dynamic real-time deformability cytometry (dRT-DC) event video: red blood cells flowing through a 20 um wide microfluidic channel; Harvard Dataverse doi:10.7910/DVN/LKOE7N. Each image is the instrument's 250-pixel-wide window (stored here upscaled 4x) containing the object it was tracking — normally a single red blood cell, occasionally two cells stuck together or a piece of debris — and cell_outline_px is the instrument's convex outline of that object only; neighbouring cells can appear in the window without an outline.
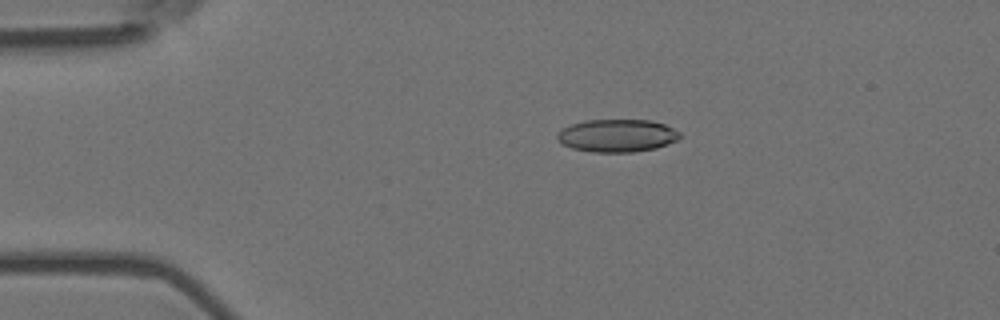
{"species": "Egyptian fruit bat (a non-hibernating species)", "species_latin": "Rousettus aegyptiacus", "temperature_condition": "room temperature", "stored_images_in_passage": 54, "camera_frame_rate_fps": 3000, "um_per_image_px": 0.085, "animal": {"sex": "female"}, "frame": {"image": 1, "passage_image": 10, "time_ms": 3.0, "image_size_px": [1000, 320], "cell_outline_px": [[680, 136], [676, 140], [656, 148], [632, 152], [592, 152], [572, 148], [564, 144], [556, 136], [564, 128], [572, 124], [588, 120], [652, 120], [664, 124], [680, 132]], "centroid_in_image_um": [52.48, 11.52], "position_along_channel_um": 32.5, "area_um2": 23.06}}
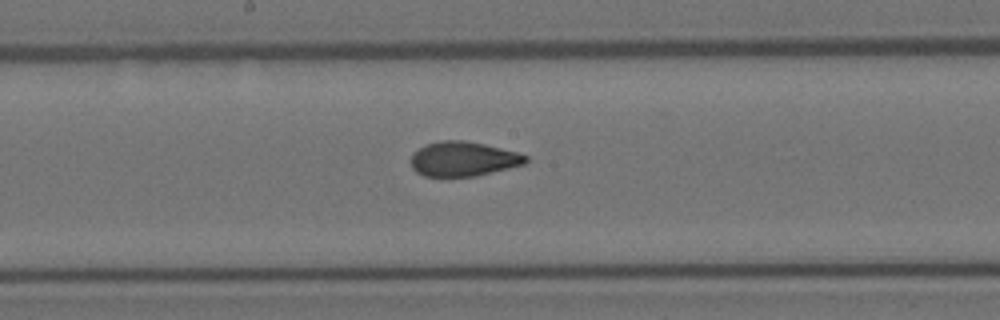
{"frame": {"image": 2, "passage_image": 28, "time_ms": 9.0, "image_size_px": [1000, 320], "cell_outline_px": [[528, 160], [524, 164], [476, 176], [424, 176], [416, 172], [412, 168], [412, 152], [424, 144], [440, 140], [464, 140], [484, 144], [520, 152], [528, 156]], "centroid_in_image_um": [39.37, 13.49], "position_along_channel_um": 208.8, "area_um2": 23.29}}
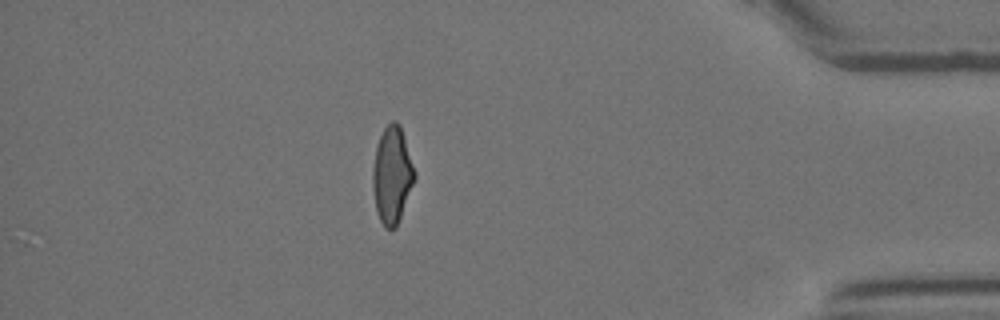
{"frame": {"image": 3, "passage_image": 47, "time_ms": 15.333, "image_size_px": [1000, 320], "cell_outline_px": [[416, 176], [396, 228], [384, 228], [376, 212], [372, 188], [372, 168], [376, 148], [380, 136], [384, 128], [392, 120], [396, 120], [400, 124], [416, 172]], "centroid_in_image_um": [33.32, 14.87], "position_along_channel_um": 401.9, "area_um2": 23.7}, "authors_computed_cell_mechanics": {"area_um2": 23.5824, "velocity_mm_per_s": 3.6967, "shape_relaxation_time_tau1_ms": 9.2389, "shape_relaxation_time_tau2_ms": 1.4298, "deformation_change_tau1": 0.2176, "deformation_change_tau2": 0.0675}}